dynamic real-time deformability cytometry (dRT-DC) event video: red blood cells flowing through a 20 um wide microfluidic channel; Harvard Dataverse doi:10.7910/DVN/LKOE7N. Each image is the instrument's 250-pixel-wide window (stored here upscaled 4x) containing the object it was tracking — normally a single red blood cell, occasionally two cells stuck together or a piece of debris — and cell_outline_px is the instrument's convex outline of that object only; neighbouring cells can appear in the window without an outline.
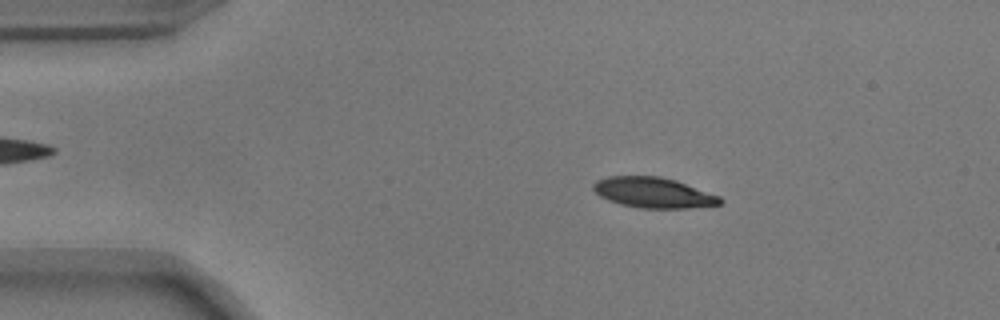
{"species": "common noctule bat (a hibernating species)", "species_latin": "Nyctalus noctula", "temperature_condition": "warm", "stored_images_in_passage": 46, "camera_frame_rate_fps": 3000, "um_per_image_px": 0.085, "animal": {"sex": "male", "body_mass_g": 17.9}, "frame": {"image": 1, "passage_image": 1, "time_ms": 0.0, "image_size_px": [1000, 320], "cell_outline_px": [[724, 204], [688, 208], [640, 208], [620, 204], [608, 200], [600, 196], [592, 188], [592, 184], [596, 180], [608, 176], [660, 176], [676, 180], [720, 196], [724, 200]], "centroid_in_image_um": [55.55, 16.37], "position_along_channel_um": 29.4, "area_um2": 22.66}}
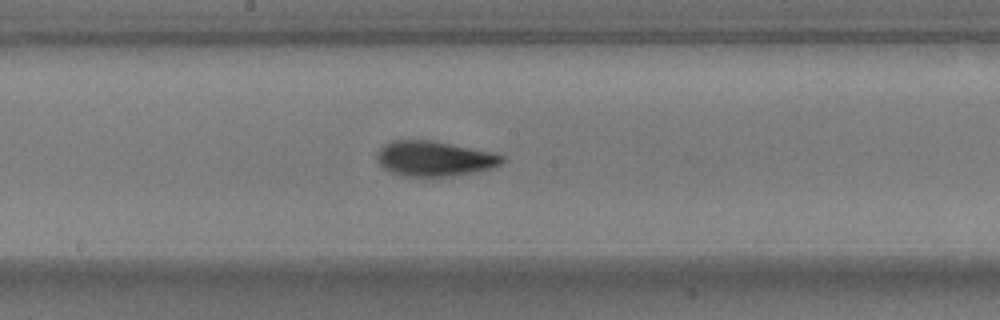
{"frame": {"image": 2, "passage_image": 20, "time_ms": 6.333, "image_size_px": [1000, 320], "cell_outline_px": [[508, 160], [492, 168], [476, 172], [452, 176], [404, 176], [392, 172], [384, 168], [376, 160], [376, 152], [384, 144], [392, 140], [436, 140], [496, 152], [504, 156]], "centroid_in_image_um": [36.97, 13.46], "position_along_channel_um": 211.2, "area_um2": 26.18}}
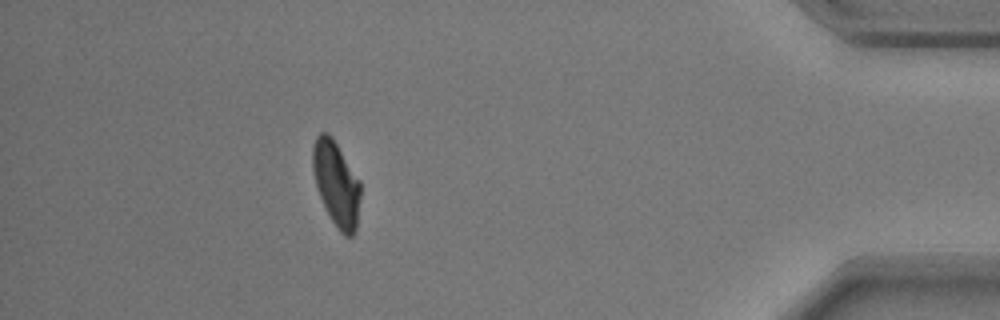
{"frame": {"image": 3, "passage_image": 40, "time_ms": 13.0, "image_size_px": [1000, 320], "cell_outline_px": [[360, 196], [356, 232], [352, 236], [344, 236], [340, 232], [332, 220], [320, 196], [316, 184], [312, 168], [312, 148], [316, 136], [320, 132], [328, 132], [332, 136], [360, 180]], "centroid_in_image_um": [28.59, 15.58], "position_along_channel_um": 406.6, "area_um2": 23.58}, "authors_computed_cell_mechanics": {"area_um2": 24.3338, "velocity_mm_per_s": 3.698, "shape_relaxation_time_tau1_ms": 3.9341, "shape_relaxation_time_tau2_ms": 2.0011, "deformation_change_tau1": 0.1644, "deformation_change_tau2": 0.0788}}